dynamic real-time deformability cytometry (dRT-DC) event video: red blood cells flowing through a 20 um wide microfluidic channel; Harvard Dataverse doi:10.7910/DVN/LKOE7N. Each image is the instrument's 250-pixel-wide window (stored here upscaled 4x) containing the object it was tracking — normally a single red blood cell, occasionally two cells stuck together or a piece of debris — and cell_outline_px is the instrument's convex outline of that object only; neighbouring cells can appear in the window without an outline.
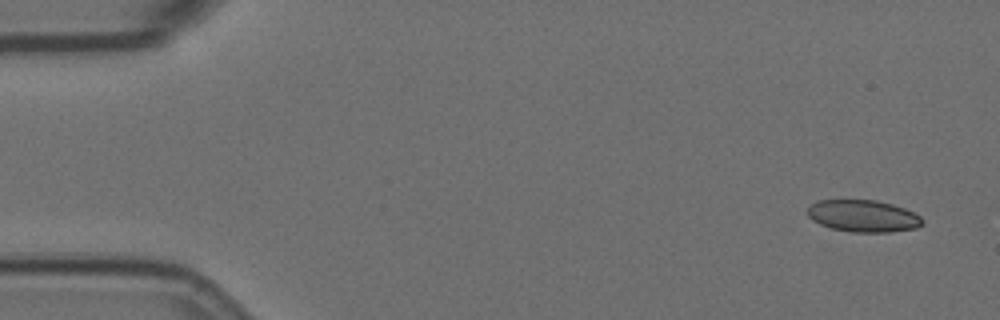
{"species": "Egyptian fruit bat (a non-hibernating species)", "species_latin": "Rousettus aegyptiacus", "temperature_condition": "room temperature", "stored_images_in_passage": 4, "camera_frame_rate_fps": 3000, "um_per_image_px": 0.085, "animal": {"sex": "female"}, "frame": {"image": 1, "passage_image": 1, "time_ms": 0.0, "image_size_px": [1000, 320], "cell_outline_px": [[924, 224], [916, 228], [888, 232], [852, 232], [832, 228], [820, 224], [812, 220], [808, 216], [808, 204], [816, 200], [876, 200], [892, 204], [904, 208], [920, 216], [924, 220]], "centroid_in_image_um": [73.36, 18.35], "position_along_channel_um": 11.6, "area_um2": 21.5}}